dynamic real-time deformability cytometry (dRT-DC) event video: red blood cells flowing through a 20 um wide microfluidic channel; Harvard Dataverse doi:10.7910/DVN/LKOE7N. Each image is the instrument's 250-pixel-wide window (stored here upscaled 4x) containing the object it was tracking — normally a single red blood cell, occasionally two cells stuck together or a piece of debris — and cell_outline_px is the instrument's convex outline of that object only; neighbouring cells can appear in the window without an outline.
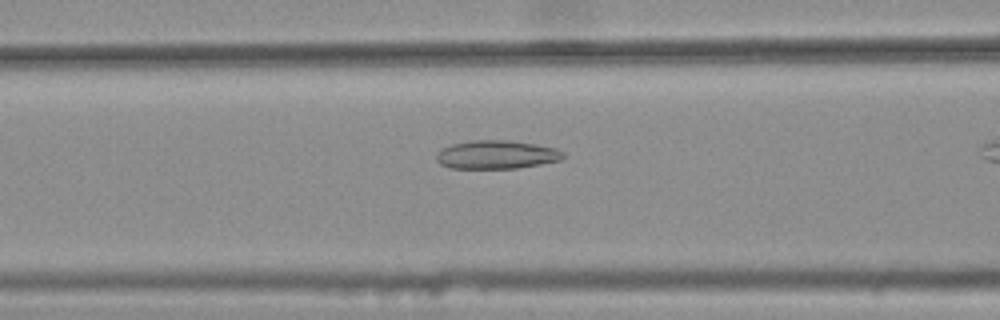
{"species": "common noctule bat (a hibernating species)", "species_latin": "Nyctalus noctula", "temperature_condition": "warm", "stored_images_in_passage": 22, "camera_frame_rate_fps": 3000, "um_per_image_px": 0.085, "animal": {"sex": "female", "body_mass_g": 25.1}, "frame": {"image": 1, "passage_image": 7, "time_ms": 2.0, "image_size_px": [1000, 320], "cell_outline_px": [[564, 156], [560, 160], [540, 164], [516, 168], [448, 168], [440, 164], [436, 160], [436, 152], [452, 144], [472, 140], [508, 140], [536, 144], [556, 148], [564, 152]], "centroid_in_image_um": [42.19, 13.14], "position_along_channel_um": 124.4, "area_um2": 21.04}}
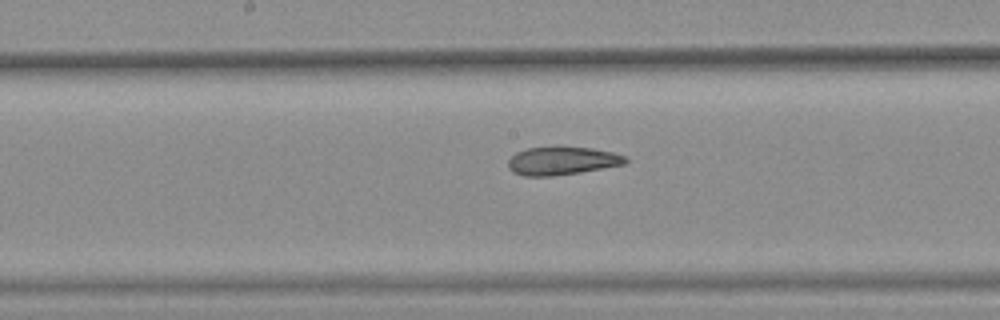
{"frame": {"image": 2, "passage_image": 13, "time_ms": 4.0, "image_size_px": [1000, 320], "cell_outline_px": [[628, 160], [624, 164], [580, 172], [552, 176], [524, 176], [512, 172], [508, 168], [508, 160], [516, 152], [528, 148], [592, 148], [612, 152], [628, 156]], "centroid_in_image_um": [47.77, 13.69], "position_along_channel_um": 200.4, "area_um2": 18.96}}
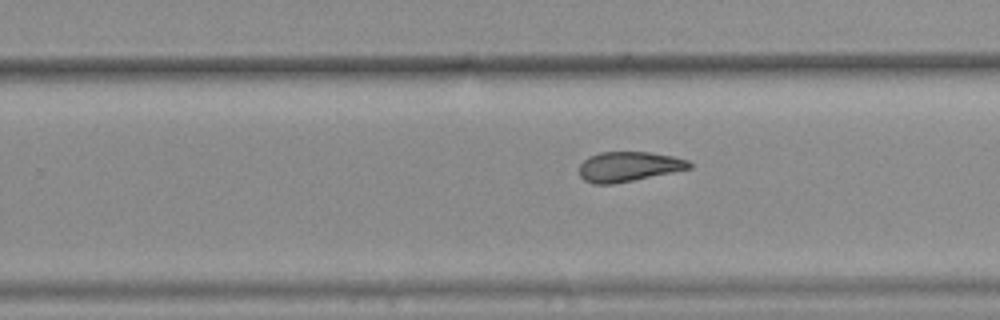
{"frame": {"image": 3, "passage_image": 19, "time_ms": 6.0, "image_size_px": [1000, 320], "cell_outline_px": [[692, 168], [612, 184], [592, 184], [584, 180], [580, 176], [580, 164], [584, 160], [600, 152], [648, 152], [672, 156], [688, 160], [692, 164]], "centroid_in_image_um": [53.43, 14.16], "position_along_channel_um": 276.4, "area_um2": 18.9}}